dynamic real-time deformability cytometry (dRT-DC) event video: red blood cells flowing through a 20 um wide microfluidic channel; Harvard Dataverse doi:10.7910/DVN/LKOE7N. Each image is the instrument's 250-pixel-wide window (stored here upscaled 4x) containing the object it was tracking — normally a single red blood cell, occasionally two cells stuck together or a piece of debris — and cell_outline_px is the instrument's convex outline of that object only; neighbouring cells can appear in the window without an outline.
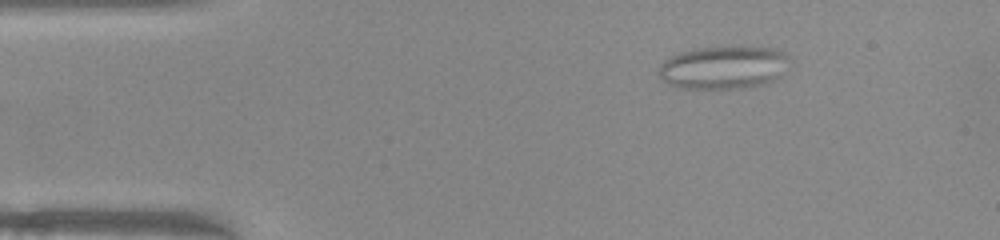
{"species": "common noctule bat (a hibernating species)", "species_latin": "Nyctalus noctula", "temperature_condition": "warm", "stored_images_in_passage": 50, "camera_frame_rate_fps": 3000, "um_per_image_px": 0.085, "animal": {"sex": "female", "body_mass_g": 22.0, "forearm_length_mm": 56.7}, "frame": {"image": 1, "passage_image": 7, "time_ms": 2.0, "image_size_px": [1000, 240], "cell_outline_px": [[792, 60], [784, 76], [764, 84], [744, 88], [680, 88], [668, 84], [656, 72], [660, 64], [664, 60], [680, 52], [696, 48], [740, 44], [744, 44], [776, 48], [784, 52]], "centroid_in_image_um": [61.59, 5.69], "position_along_channel_um": 23.4, "area_um2": 34.16}}
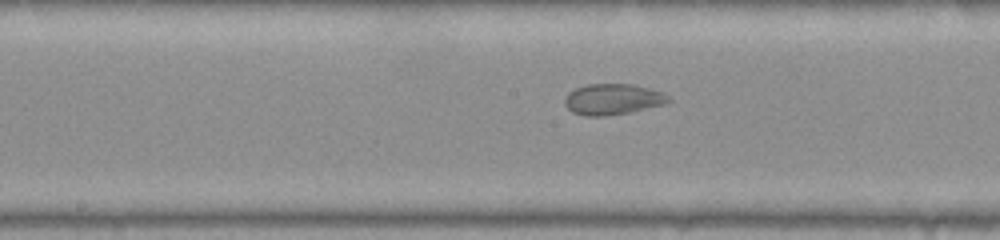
{"frame": {"image": 2, "passage_image": 25, "time_ms": 8.0, "image_size_px": [1000, 240], "cell_outline_px": [[672, 100], [664, 104], [628, 112], [604, 116], [584, 116], [572, 112], [564, 104], [564, 96], [568, 92], [576, 88], [588, 84], [632, 84], [664, 92], [672, 96]], "centroid_in_image_um": [52.08, 8.43], "position_along_channel_um": 196.1, "area_um2": 18.79}}
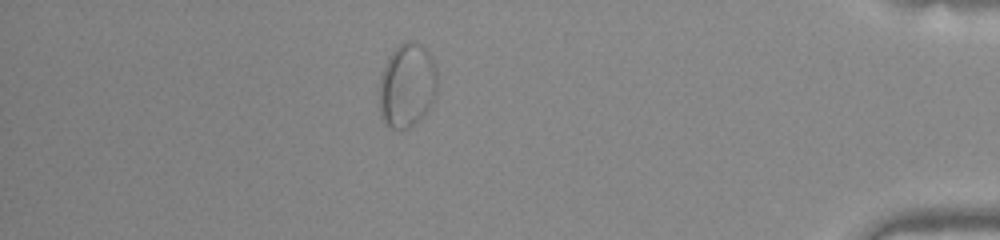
{"frame": {"image": 3, "passage_image": 44, "time_ms": 14.333, "image_size_px": [1000, 240], "cell_outline_px": [[436, 92], [428, 108], [408, 128], [392, 128], [384, 124], [380, 116], [380, 76], [392, 52], [400, 44], [408, 40], [412, 40], [420, 44], [428, 52], [436, 68]], "centroid_in_image_um": [34.58, 7.24], "position_along_channel_um": 400.6, "area_um2": 27.8}}